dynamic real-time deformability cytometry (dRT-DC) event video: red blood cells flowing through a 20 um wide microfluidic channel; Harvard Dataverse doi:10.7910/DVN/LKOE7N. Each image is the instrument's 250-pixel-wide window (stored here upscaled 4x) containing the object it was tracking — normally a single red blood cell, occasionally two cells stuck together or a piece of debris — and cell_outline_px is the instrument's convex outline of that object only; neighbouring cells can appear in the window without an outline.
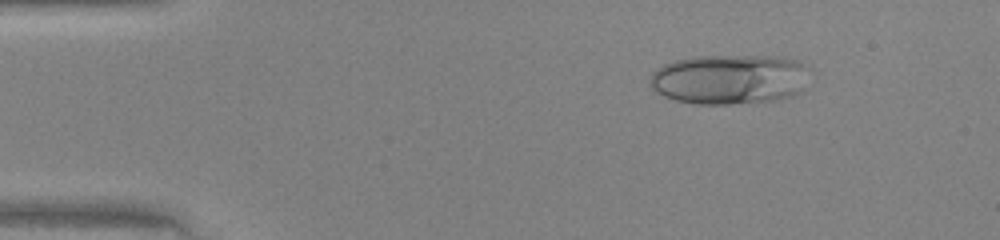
{"species": "human", "species_latin": "Homo sapiens", "temperature_condition": "warm", "stored_images_in_passage": 47, "camera_frame_rate_fps": 3000, "um_per_image_px": 0.085, "donor": {"sex": "female"}, "frame": {"image": 1, "passage_image": 7, "time_ms": 2.0, "image_size_px": [1000, 240], "cell_outline_px": [[804, 88], [800, 92], [792, 96], [772, 100], [728, 104], [696, 104], [676, 100], [664, 96], [656, 92], [648, 84], [652, 72], [664, 64], [676, 60], [692, 56], [780, 56], [796, 60], [804, 64]], "centroid_in_image_um": [61.94, 6.73], "position_along_channel_um": 23.1, "area_um2": 46.3}}
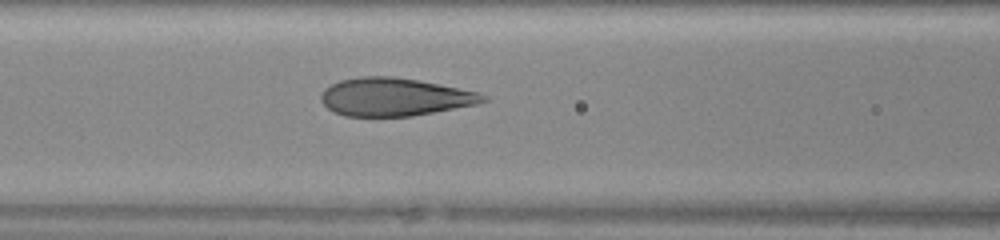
{"frame": {"image": 2, "passage_image": 20, "time_ms": 6.333, "image_size_px": [1000, 240], "cell_outline_px": [[488, 100], [476, 104], [412, 116], [344, 116], [328, 108], [320, 100], [320, 96], [324, 88], [340, 80], [360, 76], [392, 76], [440, 84], [480, 92], [488, 96]], "centroid_in_image_um": [33.54, 8.23], "position_along_channel_um": 133.1, "area_um2": 35.84}}
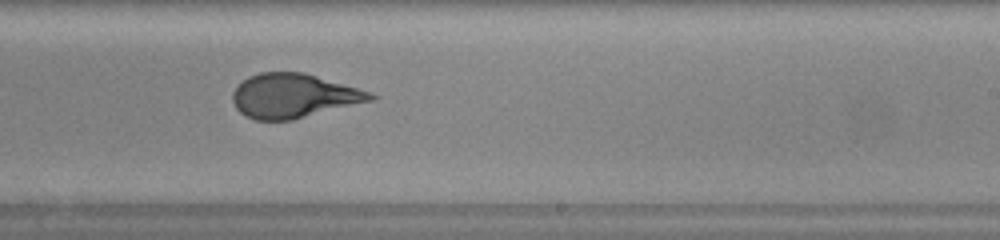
{"frame": {"image": 3, "passage_image": 29, "time_ms": 9.333, "image_size_px": [1000, 240], "cell_outline_px": [[376, 100], [292, 120], [256, 120], [244, 116], [236, 108], [232, 100], [232, 92], [248, 76], [260, 72], [304, 72], [372, 92], [376, 96]], "centroid_in_image_um": [24.98, 8.15], "position_along_channel_um": 264.0, "area_um2": 35.66}}